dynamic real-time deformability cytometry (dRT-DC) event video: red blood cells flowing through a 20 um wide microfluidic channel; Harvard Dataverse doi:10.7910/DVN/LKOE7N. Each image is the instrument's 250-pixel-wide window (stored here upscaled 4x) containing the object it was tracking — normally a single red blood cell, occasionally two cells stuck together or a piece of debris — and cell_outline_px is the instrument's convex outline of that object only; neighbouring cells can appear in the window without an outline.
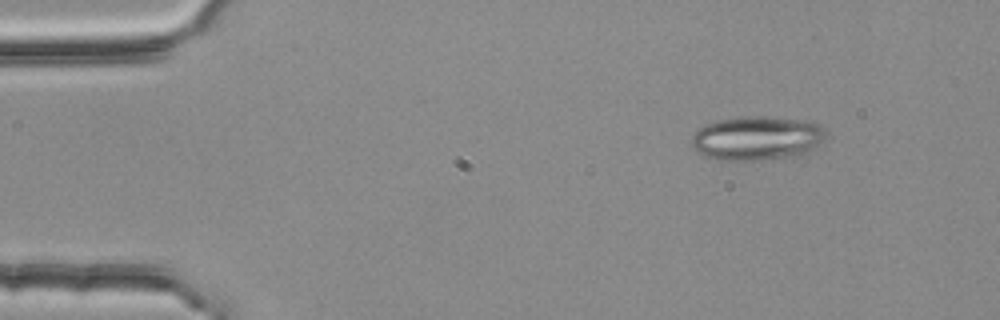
{"species": "common noctule bat (a hibernating species)", "species_latin": "Nyctalus noctula", "temperature_condition": "room temperature", "stored_images_in_passage": 4, "camera_frame_rate_fps": 3000, "um_per_image_px": 0.085, "animal": {"sex": "female", "body_mass_g": 25.1}, "frame": {"image": 1, "passage_image": 2, "time_ms": 0.333, "image_size_px": [1000, 320], "cell_outline_px": [[824, 136], [816, 148], [800, 156], [764, 160], [720, 160], [704, 156], [696, 152], [692, 148], [692, 136], [704, 124], [720, 120], [744, 116], [764, 116], [812, 120], [820, 124], [824, 128]], "centroid_in_image_um": [64.37, 11.75], "position_along_channel_um": 20.6, "area_um2": 35.03}}